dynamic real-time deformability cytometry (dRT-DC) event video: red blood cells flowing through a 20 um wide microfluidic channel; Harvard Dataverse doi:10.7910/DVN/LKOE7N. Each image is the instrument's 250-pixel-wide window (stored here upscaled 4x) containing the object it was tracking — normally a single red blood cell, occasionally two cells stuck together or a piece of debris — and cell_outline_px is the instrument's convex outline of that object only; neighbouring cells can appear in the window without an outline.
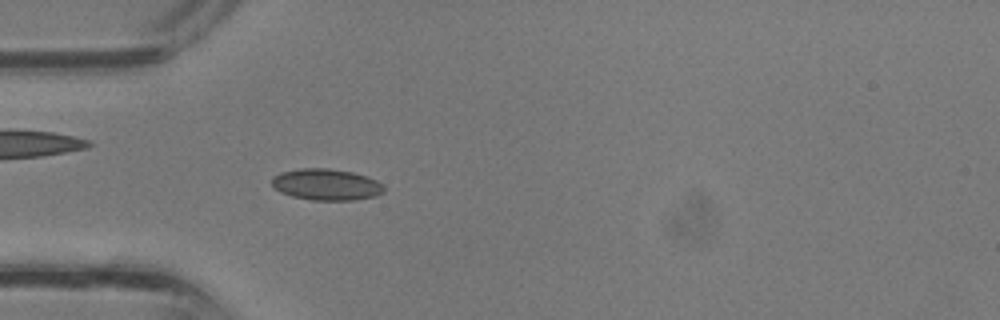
{"species": "common noctule bat (a hibernating species)", "species_latin": "Nyctalus noctula", "temperature_condition": "room temperature", "stored_images_in_passage": 36, "camera_frame_rate_fps": 3000, "um_per_image_px": 0.085, "animal": {"sex": "male", "body_mass_g": 13.3}, "frame": {"image": 1, "passage_image": 11, "time_ms": 3.333, "image_size_px": [1000, 320], "cell_outline_px": [[384, 192], [376, 196], [352, 200], [312, 200], [292, 196], [280, 192], [272, 184], [272, 176], [280, 172], [300, 168], [328, 168], [352, 172], [368, 176], [384, 184]], "centroid_in_image_um": [27.75, 15.68], "position_along_channel_um": 57.2, "area_um2": 20.63}}
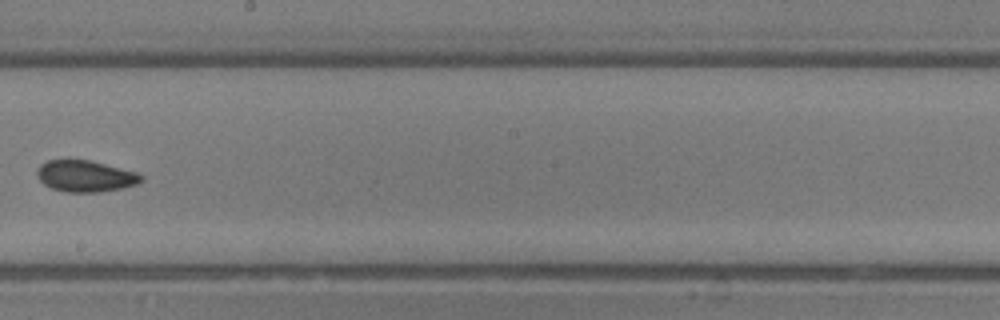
{"frame": {"image": 2, "passage_image": 21, "time_ms": 6.667, "image_size_px": [1000, 320], "cell_outline_px": [[144, 180], [136, 184], [124, 188], [100, 192], [68, 192], [52, 188], [44, 184], [36, 176], [36, 172], [40, 164], [48, 160], [88, 160], [136, 172], [144, 176]], "centroid_in_image_um": [7.26, 14.98], "position_along_channel_um": 240.9, "area_um2": 19.02}}
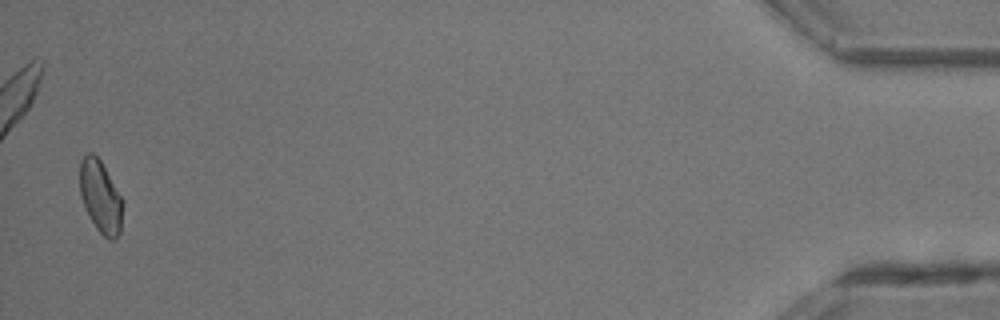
{"frame": {"image": 3, "passage_image": 36, "time_ms": 11.667, "image_size_px": [1000, 320], "cell_outline_px": [[124, 200], [120, 232], [116, 240], [108, 240], [96, 228], [84, 208], [80, 196], [80, 160], [88, 152], [92, 152], [100, 160]], "centroid_in_image_um": [8.55, 16.74], "position_along_channel_um": 426.6, "area_um2": 18.32}}